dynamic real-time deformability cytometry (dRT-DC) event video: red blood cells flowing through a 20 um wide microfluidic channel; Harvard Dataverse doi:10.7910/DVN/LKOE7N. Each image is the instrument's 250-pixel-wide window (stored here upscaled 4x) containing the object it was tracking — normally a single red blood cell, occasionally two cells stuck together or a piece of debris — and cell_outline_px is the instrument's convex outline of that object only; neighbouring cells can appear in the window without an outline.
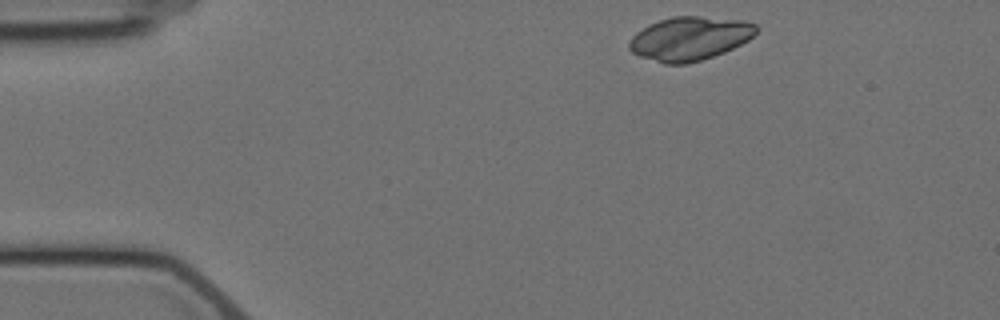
{"species": "Egyptian fruit bat (a non-hibernating species)", "species_latin": "Rousettus aegyptiacus", "temperature_condition": "cold", "stored_images_in_passage": 4, "segment_of_instrument_passage": [1, 2], "camera_frame_rate_fps": 3000, "um_per_image_px": 0.085, "animal": {"sex": "female"}, "frame": {"image": 1, "passage_image": 1, "time_ms": 0.0, "image_size_px": [1000, 320], "cell_outline_px": [[760, 28], [748, 40], [724, 52], [700, 60], [684, 64], [664, 64], [640, 56], [632, 52], [628, 48], [628, 44], [632, 36], [636, 32], [648, 24], [672, 16], [700, 16], [744, 20], [756, 24]], "centroid_in_image_um": [58.62, 3.26], "position_along_channel_um": 26.4, "area_um2": 32.37}}